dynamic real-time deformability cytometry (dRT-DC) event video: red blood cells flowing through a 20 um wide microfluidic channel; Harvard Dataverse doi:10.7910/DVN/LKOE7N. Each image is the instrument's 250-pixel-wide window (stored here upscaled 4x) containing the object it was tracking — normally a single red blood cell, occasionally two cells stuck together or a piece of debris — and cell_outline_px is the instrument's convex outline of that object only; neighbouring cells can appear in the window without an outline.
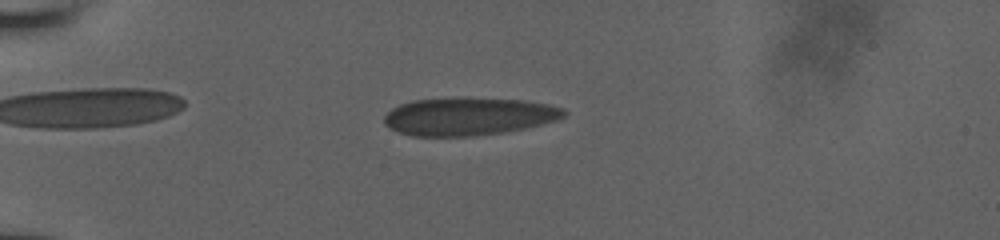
{"species": "human", "species_latin": "Homo sapiens", "temperature_condition": "room temperature", "stored_images_in_passage": 35, "camera_frame_rate_fps": 3000, "um_per_image_px": 0.085, "donor": {"sex": "male"}, "frame": {"image": 1, "passage_image": 9, "time_ms": 2.333, "image_size_px": [1000, 240], "cell_outline_px": [[568, 112], [564, 116], [556, 120], [524, 128], [504, 132], [472, 136], [412, 136], [388, 128], [384, 124], [384, 116], [392, 108], [400, 104], [412, 100], [524, 100], [548, 104], [564, 108]], "centroid_in_image_um": [39.82, 9.93], "position_along_channel_um": 45.2, "area_um2": 38.55}}
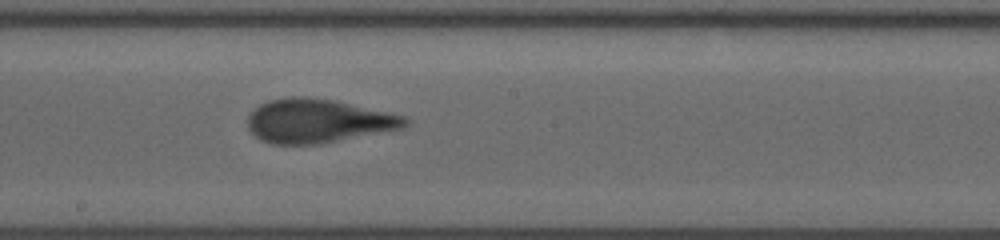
{"frame": {"image": 2, "passage_image": 24, "time_ms": 8.0, "image_size_px": [1000, 240], "cell_outline_px": [[408, 124], [404, 128], [320, 144], [272, 144], [260, 140], [248, 128], [248, 116], [260, 104], [268, 100], [292, 96], [304, 96], [332, 100], [388, 112], [404, 116], [408, 120]], "centroid_in_image_um": [27.01, 10.28], "position_along_channel_um": 221.2, "area_um2": 40.0}}
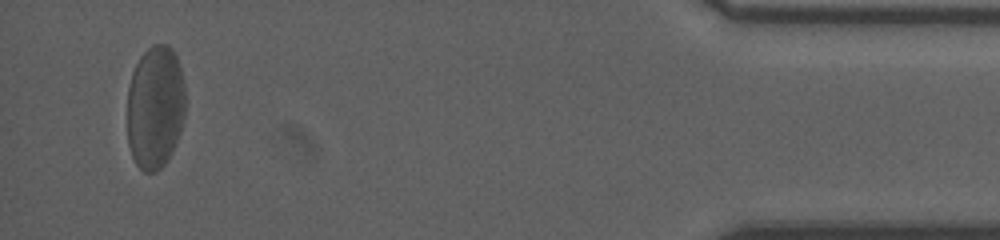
{"frame": {"image": 3, "passage_image": 34, "time_ms": 15.0, "image_size_px": [1000, 240], "cell_outline_px": [[184, 116], [180, 132], [164, 164], [156, 172], [144, 172], [136, 164], [132, 156], [128, 144], [128, 88], [132, 72], [140, 56], [152, 44], [168, 44], [172, 48], [180, 64], [184, 84]], "centroid_in_image_um": [13.18, 9.08], "position_along_channel_um": 422.0, "area_um2": 41.85}}